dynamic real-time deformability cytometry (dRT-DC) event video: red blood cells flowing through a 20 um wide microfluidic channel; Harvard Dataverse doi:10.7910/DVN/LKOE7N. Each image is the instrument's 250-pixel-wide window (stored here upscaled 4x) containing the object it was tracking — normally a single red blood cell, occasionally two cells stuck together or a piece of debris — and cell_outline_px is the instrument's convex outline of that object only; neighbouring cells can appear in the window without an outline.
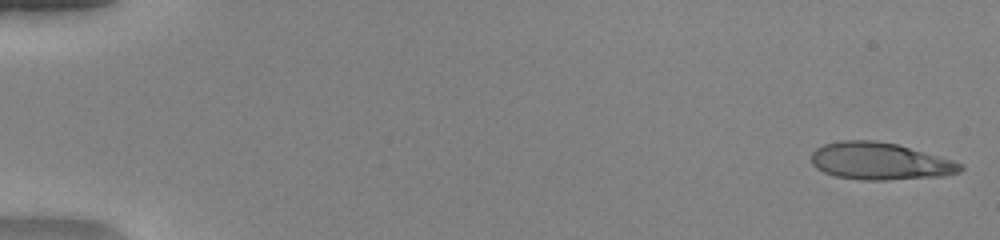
{"species": "human", "species_latin": "Homo sapiens", "temperature_condition": "warm", "stored_images_in_passage": 50, "camera_frame_rate_fps": 3000, "um_per_image_px": 0.085, "donor": {"sex": "female"}, "frame": {"image": 1, "passage_image": 1, "time_ms": 0.0, "image_size_px": [1000, 240], "cell_outline_px": [[964, 168], [960, 172], [944, 176], [884, 180], [864, 180], [836, 176], [824, 172], [816, 168], [812, 164], [812, 152], [816, 148], [824, 144], [840, 140], [876, 140], [896, 144], [952, 160], [964, 164]], "centroid_in_image_um": [74.79, 13.7], "position_along_channel_um": 10.2, "area_um2": 32.25}}
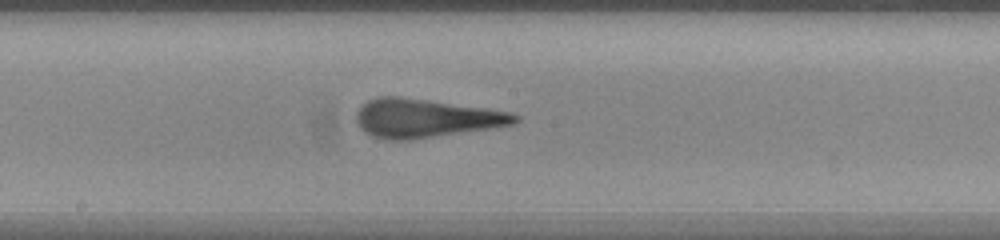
{"frame": {"image": 2, "passage_image": 28, "time_ms": 9.0, "image_size_px": [1000, 240], "cell_outline_px": [[520, 120], [516, 124], [492, 128], [412, 140], [388, 140], [372, 136], [364, 132], [356, 124], [356, 112], [360, 104], [368, 100], [380, 96], [396, 96], [484, 108], [512, 112], [520, 116]], "centroid_in_image_um": [36.15, 10.06], "position_along_channel_um": 212.1, "area_um2": 35.89}}
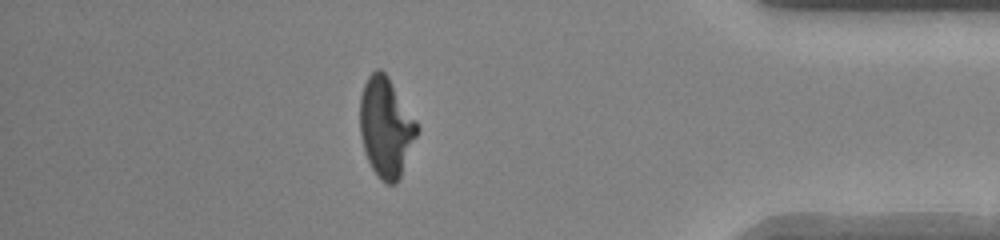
{"frame": {"image": 3, "passage_image": 44, "time_ms": 14.333, "image_size_px": [1000, 240], "cell_outline_px": [[420, 128], [400, 176], [396, 184], [388, 184], [380, 180], [372, 168], [364, 152], [360, 136], [360, 96], [364, 84], [368, 76], [376, 68], [380, 68], [388, 76], [416, 120]], "centroid_in_image_um": [32.79, 10.8], "position_along_channel_um": 402.4, "area_um2": 33.18}, "authors_computed_cell_mechanics": {"area_um2": 33.6685, "velocity_mm_per_s": 4.1622, "shape_relaxation_time_tau1_ms": 7.2513, "shape_relaxation_time_tau2_ms": 0.9572, "deformation_change_tau1": 0.3158, "deformation_change_tau2": 0.0936}}